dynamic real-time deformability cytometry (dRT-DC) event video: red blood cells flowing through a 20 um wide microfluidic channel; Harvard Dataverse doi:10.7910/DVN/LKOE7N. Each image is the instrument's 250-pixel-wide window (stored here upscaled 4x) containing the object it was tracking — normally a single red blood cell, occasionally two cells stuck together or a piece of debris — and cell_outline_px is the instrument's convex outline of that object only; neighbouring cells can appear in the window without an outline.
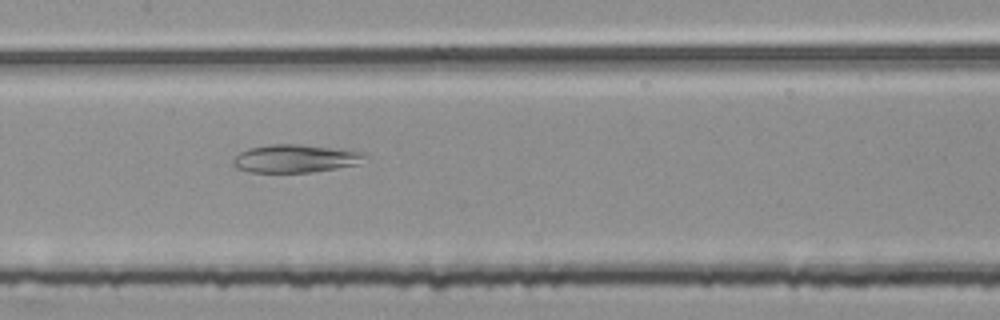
{"species": "common noctule bat (a hibernating species)", "species_latin": "Nyctalus noctula", "temperature_condition": "room temperature", "stored_images_in_passage": 38, "camera_frame_rate_fps": 3000, "um_per_image_px": 0.085, "animal": {"sex": "female", "body_mass_g": 25.1}, "frame": {"image": 1, "passage_image": 10, "time_ms": 3.0, "image_size_px": [1000, 320], "cell_outline_px": [[368, 156], [360, 164], [312, 172], [248, 172], [236, 168], [232, 164], [232, 160], [240, 152], [248, 148], [268, 144], [300, 144], [368, 152]], "centroid_in_image_um": [25.13, 13.47], "position_along_channel_um": 182.3, "area_um2": 21.79}}
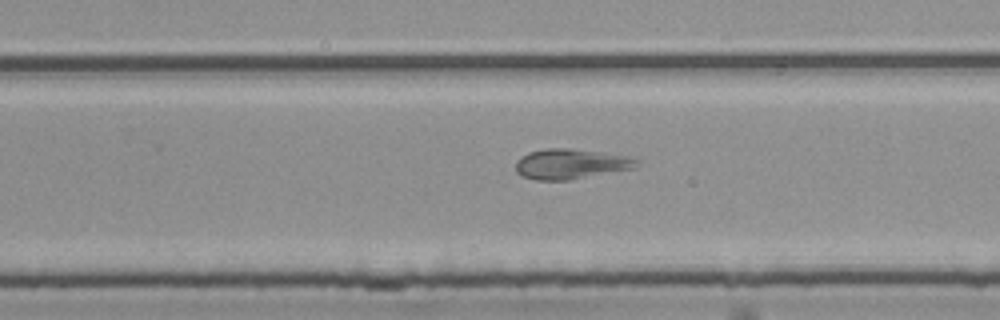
{"frame": {"image": 2, "passage_image": 18, "time_ms": 5.667, "image_size_px": [1000, 320], "cell_outline_px": [[640, 160], [636, 168], [572, 180], [536, 180], [520, 176], [516, 172], [516, 160], [520, 156], [528, 152], [544, 148], [572, 148], [600, 152], [624, 156]], "centroid_in_image_um": [48.48, 13.94], "position_along_channel_um": 281.3, "area_um2": 21.56}}
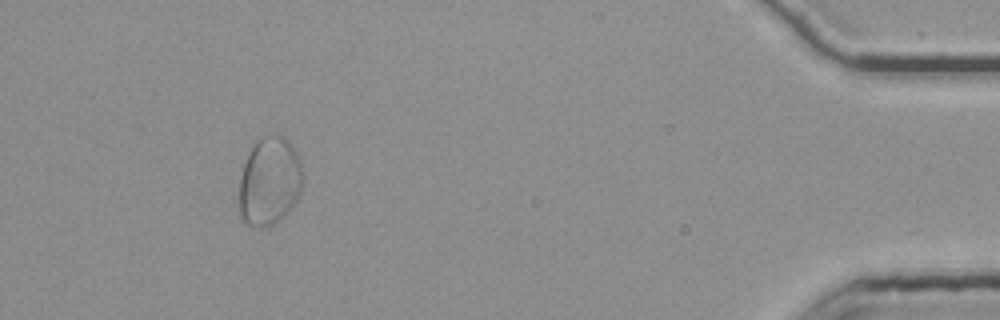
{"frame": {"image": 3, "passage_image": 34, "time_ms": 11.0, "image_size_px": [1000, 320], "cell_outline_px": [[300, 192], [296, 200], [288, 212], [272, 224], [244, 224], [240, 220], [240, 180], [244, 164], [248, 152], [264, 136], [276, 132], [284, 136], [292, 144], [300, 160]], "centroid_in_image_um": [22.89, 15.36], "position_along_channel_um": 412.3, "area_um2": 32.08}, "authors_computed_cell_mechanics": {"area_um2": 26.9348, "velocity_mm_per_s": 3.7422, "shape_relaxation_time_tau1_ms": null, "shape_relaxation_time_tau2_ms": 3.7669, "deformation_change_tau1": null, "deformation_change_tau2": 0.098}}